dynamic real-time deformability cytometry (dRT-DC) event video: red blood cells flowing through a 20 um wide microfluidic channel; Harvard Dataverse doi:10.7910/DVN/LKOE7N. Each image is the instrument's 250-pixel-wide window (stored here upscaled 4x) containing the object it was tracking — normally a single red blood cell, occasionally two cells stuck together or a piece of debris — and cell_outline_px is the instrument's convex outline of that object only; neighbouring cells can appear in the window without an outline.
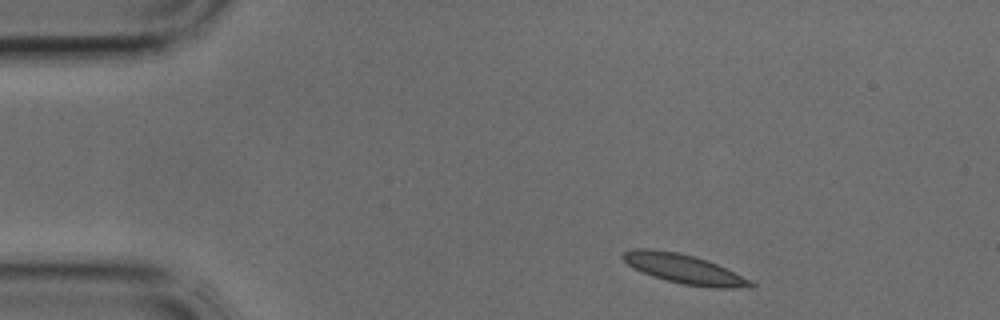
{"species": "common noctule bat (a hibernating species)", "species_latin": "Nyctalus noctula", "temperature_condition": "cold", "stored_images_in_passage": 3, "segment_of_instrument_passage": [1, 2], "camera_frame_rate_fps": 3000, "um_per_image_px": 0.085, "animal": {"sex": "male", "body_mass_g": 17.9, "forearm_length_mm": 54.2}, "frame": {"image": 1, "passage_image": 1, "time_ms": 0.0, "image_size_px": [1000, 320], "cell_outline_px": [[756, 288], [708, 288], [684, 284], [652, 276], [628, 264], [620, 256], [624, 252], [636, 248], [652, 248], [676, 252], [696, 256], [708, 260], [756, 284]], "centroid_in_image_um": [58.15, 22.86], "position_along_channel_um": 26.9, "area_um2": 21.62}}